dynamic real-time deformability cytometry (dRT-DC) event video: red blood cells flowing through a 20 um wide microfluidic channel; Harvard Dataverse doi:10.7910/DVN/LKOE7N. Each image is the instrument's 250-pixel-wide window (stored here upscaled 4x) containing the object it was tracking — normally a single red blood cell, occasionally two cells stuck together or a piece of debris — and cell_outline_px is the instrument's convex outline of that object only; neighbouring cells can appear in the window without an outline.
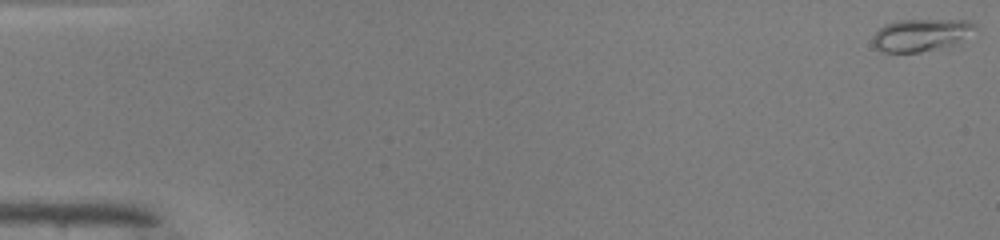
{"species": "common noctule bat (a hibernating species)", "species_latin": "Nyctalus noctula", "temperature_condition": "warm", "stored_images_in_passage": 50, "camera_frame_rate_fps": 3000, "um_per_image_px": 0.085, "animal": {"sex": "male", "body_mass_g": 19.0, "forearm_length_mm": 50.8}, "frame": {"image": 1, "passage_image": 1, "time_ms": 0.0, "image_size_px": [1000, 240], "cell_outline_px": [[976, 28], [956, 44], [920, 52], [884, 52], [876, 48], [872, 44], [872, 40], [876, 32], [884, 24], [896, 20], [968, 20], [976, 24]], "centroid_in_image_um": [78.26, 2.96], "position_along_channel_um": 6.7, "area_um2": 19.19}}
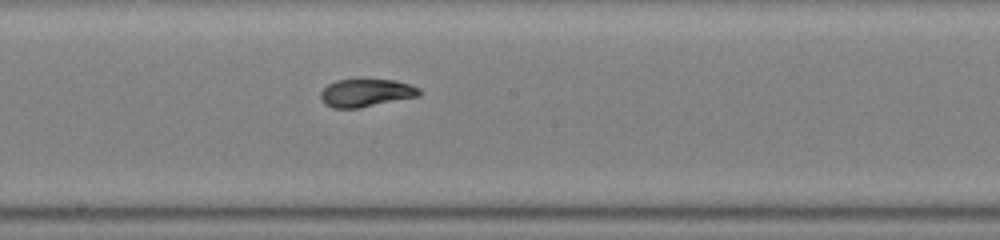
{"frame": {"image": 2, "passage_image": 28, "time_ms": 9.0, "image_size_px": [1000, 240], "cell_outline_px": [[420, 96], [360, 108], [332, 108], [324, 104], [320, 100], [320, 92], [328, 84], [336, 80], [360, 76], [396, 80], [420, 88]], "centroid_in_image_um": [31.08, 7.85], "position_along_channel_um": 217.1, "area_um2": 16.94}}
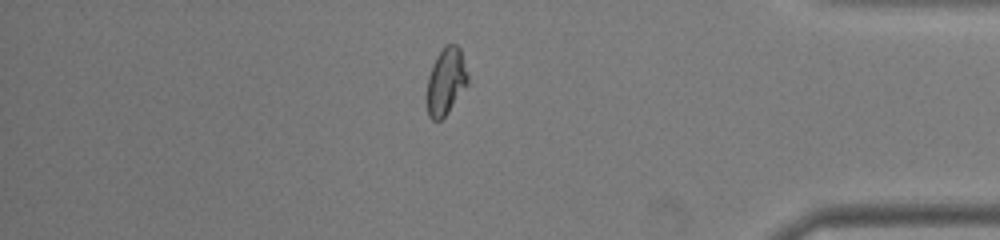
{"frame": {"image": 3, "passage_image": 43, "time_ms": 14.0, "image_size_px": [1000, 240], "cell_outline_px": [[468, 84], [448, 112], [440, 120], [432, 120], [428, 116], [428, 76], [432, 64], [436, 56], [444, 44], [456, 44], [460, 48], [468, 72]], "centroid_in_image_um": [37.92, 6.87], "position_along_channel_um": 397.3, "area_um2": 15.95}, "authors_computed_cell_mechanics": {"area_um2": 16.3863, "velocity_mm_per_s": 4.1509, "shape_relaxation_time_tau1_ms": 5.4095, "shape_relaxation_time_tau2_ms": 0.5924, "deformation_change_tau1": 0.205, "deformation_change_tau2": 0.0284}}